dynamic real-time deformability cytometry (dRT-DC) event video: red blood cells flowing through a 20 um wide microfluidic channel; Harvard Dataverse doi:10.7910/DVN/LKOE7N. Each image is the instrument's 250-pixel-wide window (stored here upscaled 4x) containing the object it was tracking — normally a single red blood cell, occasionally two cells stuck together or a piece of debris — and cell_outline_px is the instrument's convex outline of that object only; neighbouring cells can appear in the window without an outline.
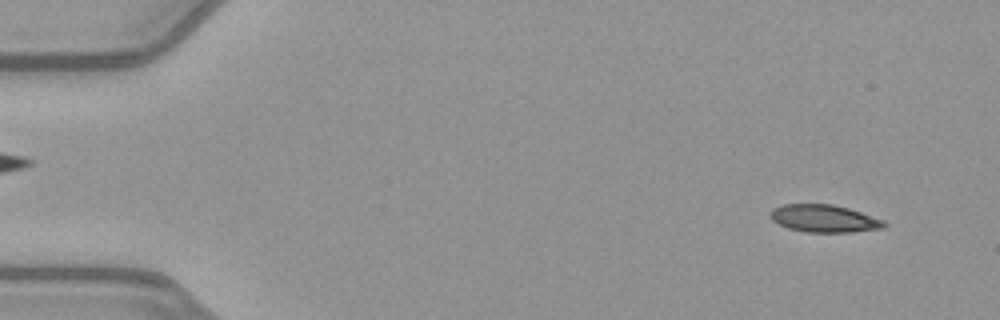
{"species": "common noctule bat (a hibernating species)", "species_latin": "Nyctalus noctula", "temperature_condition": "warm", "stored_images_in_passage": 51, "camera_frame_rate_fps": 3000, "um_per_image_px": 0.085, "animal": {"sex": "female", "body_mass_g": 21.9}, "frame": {"image": 1, "passage_image": 3, "time_ms": 0.667, "image_size_px": [1000, 320], "cell_outline_px": [[888, 224], [884, 228], [848, 232], [804, 232], [788, 228], [772, 220], [768, 216], [768, 212], [772, 208], [784, 204], [832, 204], [848, 208], [884, 220]], "centroid_in_image_um": [70.02, 18.57], "position_along_channel_um": 15.0, "area_um2": 18.32}}
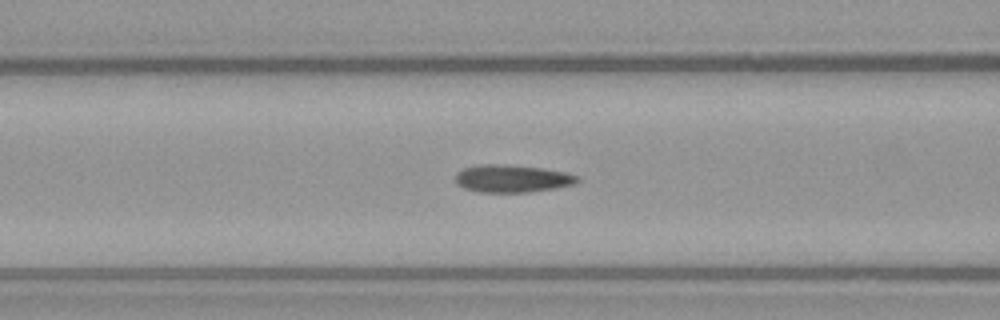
{"frame": {"image": 2, "passage_image": 20, "time_ms": 6.333, "image_size_px": [1000, 320], "cell_outline_px": [[580, 180], [576, 184], [556, 188], [528, 192], [480, 192], [464, 188], [456, 184], [456, 172], [464, 168], [484, 164], [504, 164], [544, 168], [564, 172], [580, 176]], "centroid_in_image_um": [43.56, 15.18], "position_along_channel_um": 123.0, "area_um2": 19.71}}
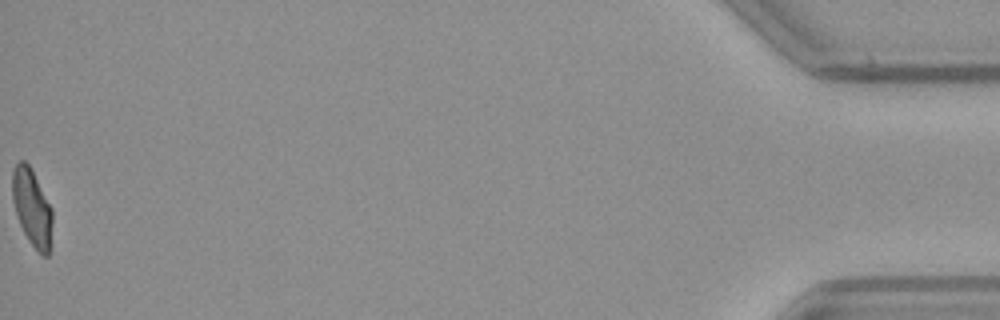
{"frame": {"image": 3, "passage_image": 51, "time_ms": 16.667, "image_size_px": [1000, 320], "cell_outline_px": [[52, 220], [48, 256], [44, 256], [28, 240], [20, 224], [12, 200], [12, 168], [20, 160], [24, 160], [32, 168], [52, 208]], "centroid_in_image_um": [2.71, 17.57], "position_along_channel_um": 432.5, "area_um2": 17.86}, "authors_computed_cell_mechanics": {"area_um2": 19.0162, "velocity_mm_per_s": 3.9982, "shape_relaxation_time_tau1_ms": null, "shape_relaxation_time_tau2_ms": 1.6668, "deformation_change_tau1": null, "deformation_change_tau2": 0.072}}